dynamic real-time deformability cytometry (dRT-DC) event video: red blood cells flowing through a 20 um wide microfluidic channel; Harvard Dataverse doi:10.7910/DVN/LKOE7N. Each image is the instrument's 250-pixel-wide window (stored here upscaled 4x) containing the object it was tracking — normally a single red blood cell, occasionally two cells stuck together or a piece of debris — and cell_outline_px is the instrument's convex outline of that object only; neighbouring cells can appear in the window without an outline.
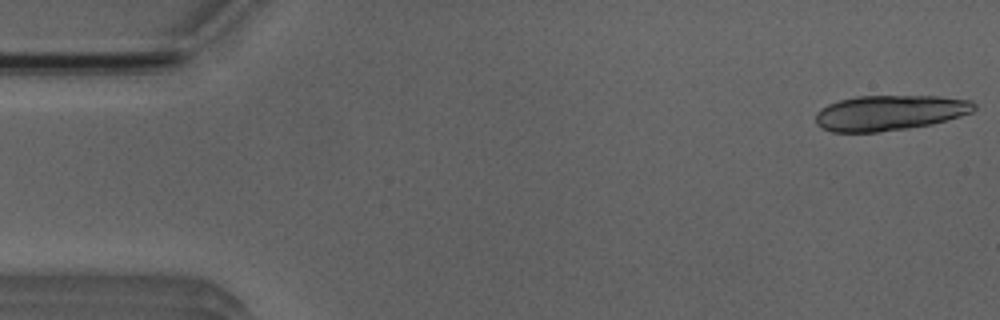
{"species": "Egyptian fruit bat (a non-hibernating species)", "species_latin": "Rousettus aegyptiacus", "temperature_condition": "room temperature", "stored_images_in_passage": 17, "camera_frame_rate_fps": 3000, "um_per_image_px": 0.085, "animal": {"sex": "male"}, "frame": {"image": 1, "passage_image": 1, "time_ms": 0.0, "image_size_px": [1000, 320], "cell_outline_px": [[976, 108], [972, 112], [960, 116], [932, 124], [908, 128], [880, 132], [832, 132], [820, 128], [816, 124], [816, 112], [820, 108], [828, 104], [840, 100], [856, 96], [940, 96], [972, 100], [976, 104]], "centroid_in_image_um": [75.61, 9.58], "position_along_channel_um": 9.4, "area_um2": 32.83}}